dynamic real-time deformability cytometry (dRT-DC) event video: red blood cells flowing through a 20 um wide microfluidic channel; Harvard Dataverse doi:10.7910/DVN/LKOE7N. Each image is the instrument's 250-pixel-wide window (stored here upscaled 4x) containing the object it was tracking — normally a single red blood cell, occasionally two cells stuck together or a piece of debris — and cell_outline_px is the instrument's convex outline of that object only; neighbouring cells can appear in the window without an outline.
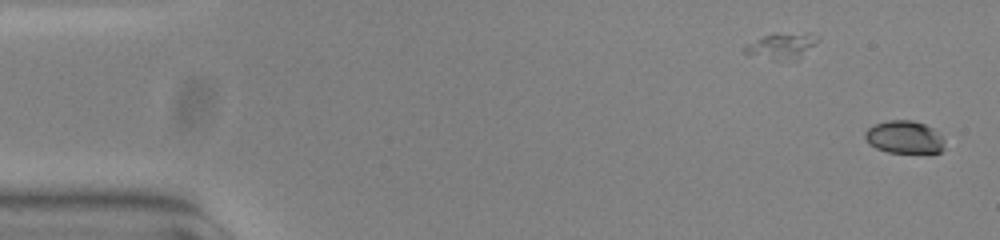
{"species": "common noctule bat (a hibernating species)", "species_latin": "Nyctalus noctula", "temperature_condition": "warm", "stored_images_in_passage": 54, "camera_frame_rate_fps": 3000, "um_per_image_px": 0.085, "animal": {"sex": "female", "body_mass_g": 23.0, "forearm_length_mm": 53.4}, "frame": {"image": 1, "passage_image": 1, "time_ms": 0.0, "image_size_px": [1000, 240], "cell_outline_px": [[944, 148], [940, 152], [932, 156], [888, 152], [876, 148], [868, 144], [864, 136], [864, 132], [868, 128], [876, 124], [888, 120], [912, 120], [924, 124], [932, 128], [944, 140]], "centroid_in_image_um": [76.9, 11.72], "position_along_channel_um": 8.1, "area_um2": 15.78}}
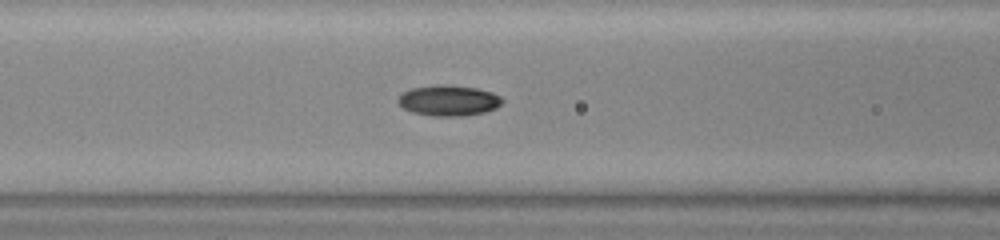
{"frame": {"image": 2, "passage_image": 22, "time_ms": 7.0, "image_size_px": [1000, 240], "cell_outline_px": [[504, 100], [496, 108], [484, 112], [464, 116], [432, 116], [412, 112], [404, 108], [396, 100], [404, 92], [412, 88], [436, 84], [448, 84], [476, 88], [492, 92], [500, 96]], "centroid_in_image_um": [38.14, 8.54], "position_along_channel_um": 128.5, "area_um2": 18.67}}
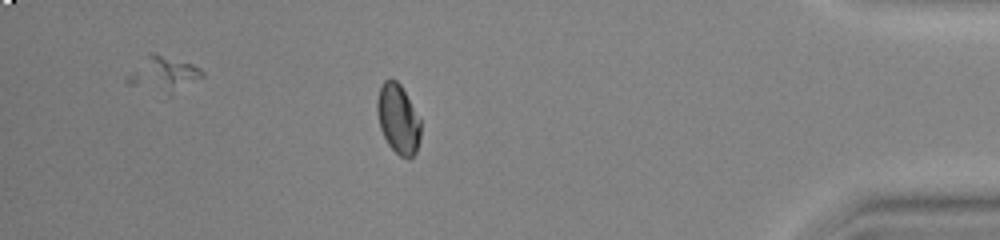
{"frame": {"image": 3, "passage_image": 47, "time_ms": 15.333, "image_size_px": [1000, 240], "cell_outline_px": [[420, 140], [416, 152], [408, 160], [400, 156], [388, 144], [380, 128], [376, 108], [376, 100], [380, 88], [384, 80], [396, 80], [400, 84], [420, 120]], "centroid_in_image_um": [33.83, 10.14], "position_along_channel_um": 401.4, "area_um2": 17.46}, "authors_computed_cell_mechanics": {"area_um2": 17.5423, "velocity_mm_per_s": 3.7918, "shape_relaxation_time_tau1_ms": 4.2512, "shape_relaxation_time_tau2_ms": 7.6921, "deformation_change_tau1": 0.1205, "deformation_change_tau2": 0.0697}}